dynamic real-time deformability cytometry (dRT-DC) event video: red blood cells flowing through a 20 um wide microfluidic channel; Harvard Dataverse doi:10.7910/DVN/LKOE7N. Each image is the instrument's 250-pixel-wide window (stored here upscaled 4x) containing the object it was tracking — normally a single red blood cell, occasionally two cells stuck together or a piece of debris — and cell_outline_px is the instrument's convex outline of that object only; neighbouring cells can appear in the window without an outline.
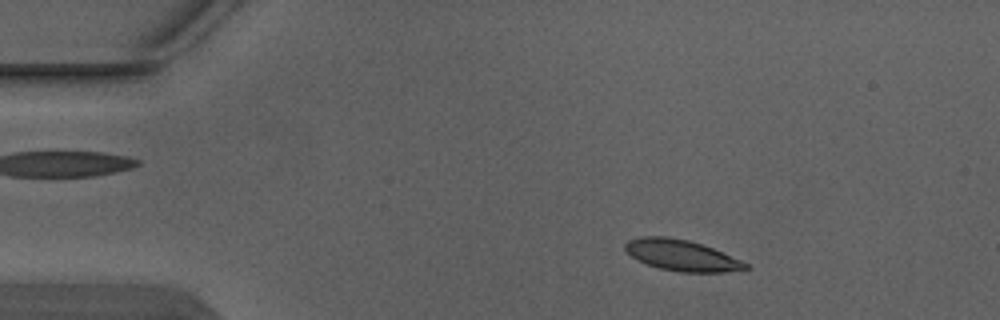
{"species": "Egyptian fruit bat (a non-hibernating species)", "species_latin": "Rousettus aegyptiacus", "temperature_condition": "warm", "stored_images_in_passage": 3, "camera_frame_rate_fps": 3000, "um_per_image_px": 0.085, "animal": {"sex": "male"}, "frame": {"image": 1, "passage_image": 1, "time_ms": 0.0, "image_size_px": [1000, 320], "cell_outline_px": [[752, 268], [724, 272], [680, 272], [660, 268], [648, 264], [632, 256], [624, 248], [624, 244], [628, 240], [640, 236], [668, 236], [688, 240], [712, 248], [740, 260], [748, 264]], "centroid_in_image_um": [57.93, 21.69], "position_along_channel_um": 27.1, "area_um2": 21.5}}
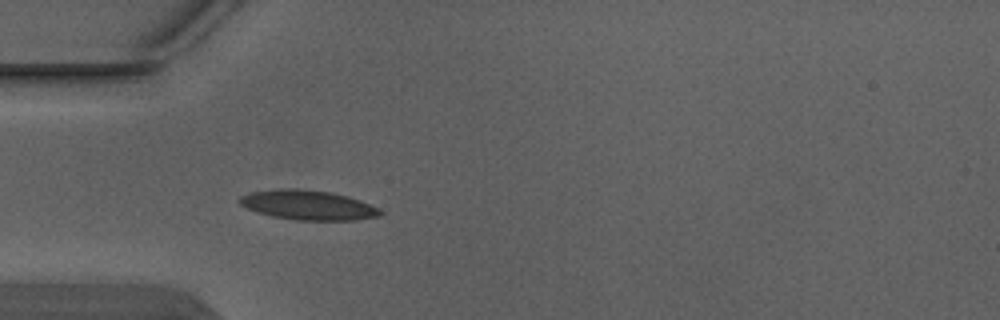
{"frame": {"image": 2, "passage_image": 3, "time_ms": 0.667, "image_size_px": [1000, 320], "cell_outline_px": [[384, 212], [380, 216], [356, 220], [296, 220], [272, 216], [256, 212], [240, 204], [236, 200], [240, 196], [248, 192], [280, 188], [296, 188], [328, 192], [360, 200]], "centroid_in_image_um": [26.11, 17.43], "position_along_channel_um": 58.9, "area_um2": 24.22}}